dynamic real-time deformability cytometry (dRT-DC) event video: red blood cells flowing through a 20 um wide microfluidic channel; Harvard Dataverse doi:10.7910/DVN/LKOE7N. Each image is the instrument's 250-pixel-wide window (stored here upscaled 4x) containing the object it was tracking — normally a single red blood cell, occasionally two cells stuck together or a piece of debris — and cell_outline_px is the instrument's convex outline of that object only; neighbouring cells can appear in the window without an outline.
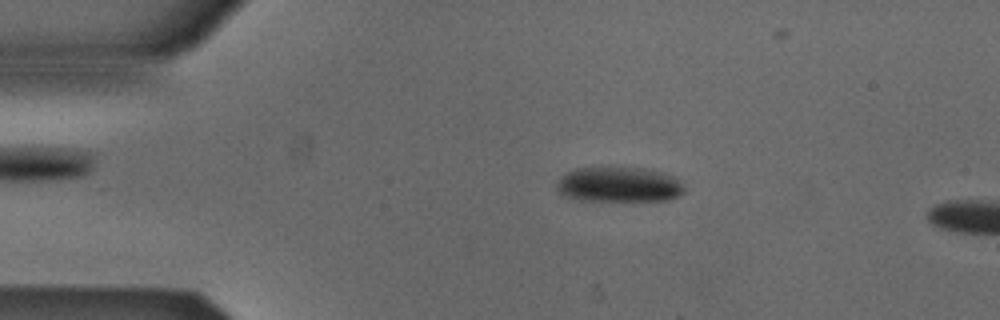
{"species": "Egyptian fruit bat (a non-hibernating species)", "species_latin": "Rousettus aegyptiacus", "temperature_condition": "cold", "stored_images_in_passage": 13, "camera_frame_rate_fps": 3000, "um_per_image_px": 0.085, "animal": {"sex": "male"}, "frame": {"image": 1, "passage_image": 10, "time_ms": 3.0, "image_size_px": [1000, 320], "cell_outline_px": [[684, 192], [668, 200], [584, 200], [564, 196], [556, 188], [556, 184], [560, 176], [576, 168], [600, 164], [608, 164], [648, 168], [664, 172], [676, 176], [684, 184]], "centroid_in_image_um": [52.61, 15.61], "position_along_channel_um": 32.4, "area_um2": 27.28}}